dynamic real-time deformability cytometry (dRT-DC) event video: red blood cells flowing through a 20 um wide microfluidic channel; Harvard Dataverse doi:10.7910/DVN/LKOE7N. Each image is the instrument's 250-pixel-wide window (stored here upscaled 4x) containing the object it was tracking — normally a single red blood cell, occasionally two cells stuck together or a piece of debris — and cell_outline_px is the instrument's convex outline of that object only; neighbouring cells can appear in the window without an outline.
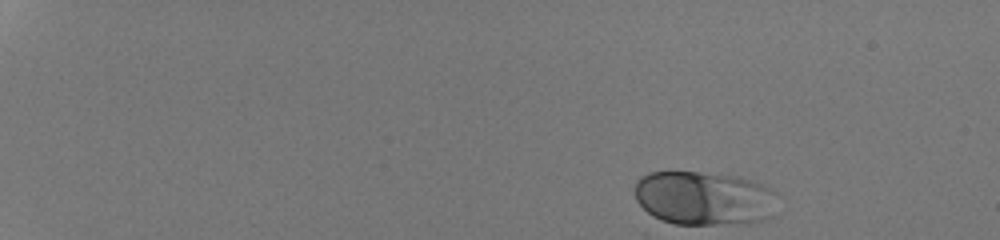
{"species": "human", "species_latin": "Homo sapiens", "temperature_condition": "room temperature", "stored_images_in_passage": 40, "camera_frame_rate_fps": 3000, "um_per_image_px": 0.085, "donor": {"sex": "male"}, "frame": {"image": 1, "passage_image": 1, "time_ms": 0.0, "image_size_px": [1000, 240], "cell_outline_px": [[776, 192], [768, 216], [764, 220], [748, 224], [676, 224], [660, 220], [652, 216], [636, 200], [636, 180], [640, 176], [648, 172], [696, 172], [736, 176], [760, 184]], "centroid_in_image_um": [59.77, 16.85], "position_along_channel_um": 25.2, "area_um2": 44.51}}
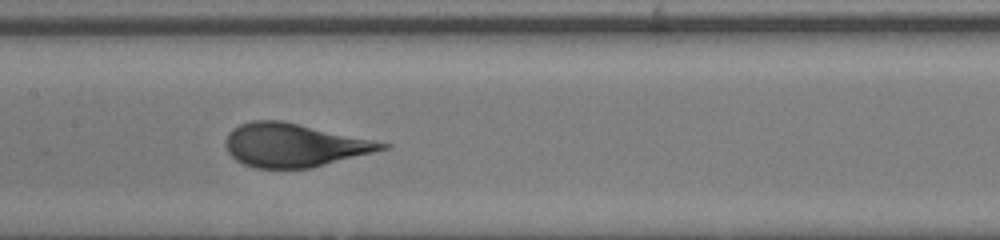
{"frame": {"image": 2, "passage_image": 23, "time_ms": 7.333, "image_size_px": [1000, 240], "cell_outline_px": [[392, 144], [388, 148], [308, 168], [256, 168], [244, 164], [236, 160], [228, 152], [224, 144], [224, 140], [228, 132], [232, 128], [240, 124], [252, 120], [280, 120], [376, 140]], "centroid_in_image_um": [24.94, 12.32], "position_along_channel_um": 182.5, "area_um2": 39.3}}
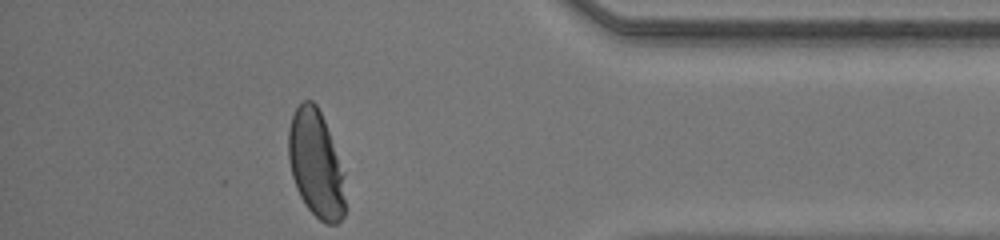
{"frame": {"image": 3, "passage_image": 40, "time_ms": 13.0, "image_size_px": [1000, 240], "cell_outline_px": [[344, 216], [336, 224], [328, 224], [320, 220], [304, 204], [296, 188], [292, 176], [288, 160], [288, 128], [292, 116], [296, 108], [304, 100], [312, 100], [316, 104], [324, 120], [344, 172]], "centroid_in_image_um": [26.84, 13.94], "position_along_channel_um": 408.4, "area_um2": 35.37}, "authors_computed_cell_mechanics": {"area_um2": 40.3733, "velocity_mm_per_s": 4.3238, "shape_relaxation_time_tau1_ms": 3.2967, "shape_relaxation_time_tau2_ms": null, "deformation_change_tau1": 0.1631, "deformation_change_tau2": null}}